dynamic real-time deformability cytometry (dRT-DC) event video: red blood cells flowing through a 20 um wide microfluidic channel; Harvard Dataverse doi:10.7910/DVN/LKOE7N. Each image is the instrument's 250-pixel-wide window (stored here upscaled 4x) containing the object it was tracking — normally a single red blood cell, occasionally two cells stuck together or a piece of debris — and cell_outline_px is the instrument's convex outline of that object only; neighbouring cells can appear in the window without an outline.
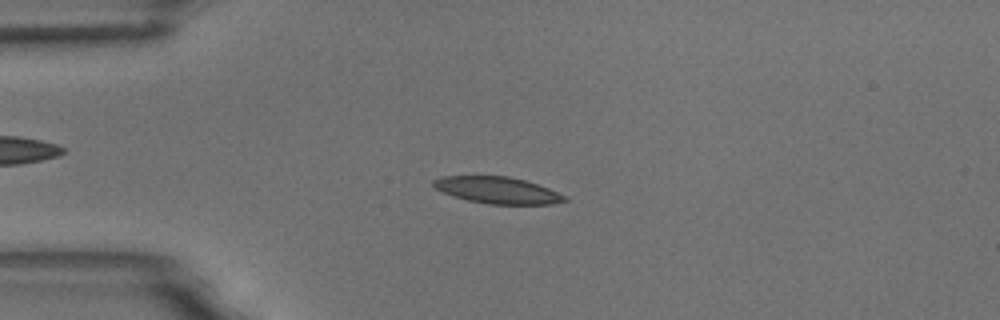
{"species": "common noctule bat (a hibernating species)", "species_latin": "Nyctalus noctula", "temperature_condition": "room temperature", "stored_images_in_passage": 9, "camera_frame_rate_fps": 3000, "um_per_image_px": 0.085, "animal": {"sex": "male", "body_mass_g": 18.8}, "frame": {"image": 1, "passage_image": 4, "time_ms": 3.667, "image_size_px": [1000, 320], "cell_outline_px": [[568, 200], [552, 204], [488, 204], [468, 200], [452, 196], [436, 188], [432, 184], [432, 180], [440, 176], [508, 176], [524, 180], [548, 188], [568, 196]], "centroid_in_image_um": [42.29, 16.17], "position_along_channel_um": 42.7, "area_um2": 20.35}}
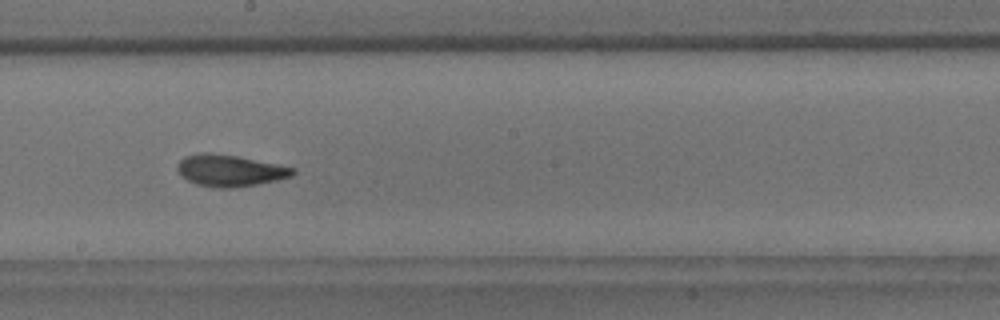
{"frame": {"image": 2, "passage_image": 9, "time_ms": 9.333, "image_size_px": [1000, 320], "cell_outline_px": [[296, 172], [292, 176], [276, 180], [256, 184], [232, 188], [216, 188], [196, 184], [180, 176], [176, 168], [176, 164], [184, 156], [200, 152], [212, 152], [236, 156], [296, 168]], "centroid_in_image_um": [19.48, 14.49], "position_along_channel_um": 228.7, "area_um2": 21.39}}